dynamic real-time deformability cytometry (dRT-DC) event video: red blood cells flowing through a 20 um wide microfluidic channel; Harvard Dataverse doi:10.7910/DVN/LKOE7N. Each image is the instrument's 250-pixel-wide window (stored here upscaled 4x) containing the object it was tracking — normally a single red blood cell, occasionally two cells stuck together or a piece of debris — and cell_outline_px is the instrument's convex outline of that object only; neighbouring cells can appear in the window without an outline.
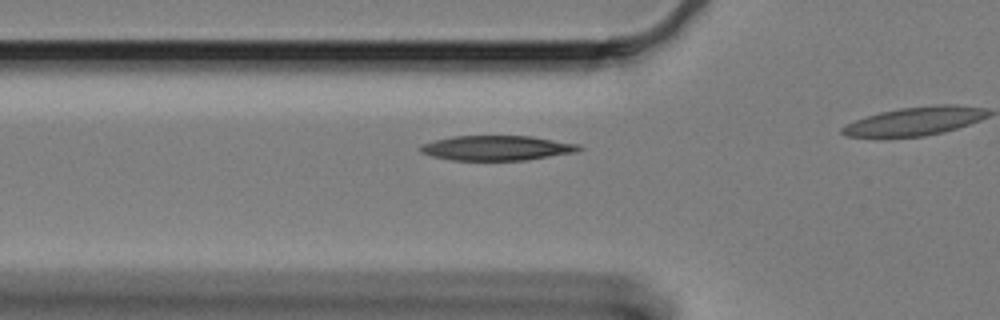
{"species": "Egyptian fruit bat (a non-hibernating species)", "species_latin": "Rousettus aegyptiacus", "temperature_condition": "cold", "stored_images_in_passage": 12, "camera_frame_rate_fps": 3000, "um_per_image_px": 0.085, "animal": {"sex": "female"}, "frame": {"image": 1, "passage_image": 6, "time_ms": 1.667, "image_size_px": [1000, 320], "cell_outline_px": [[584, 148], [576, 152], [524, 160], [452, 160], [432, 156], [420, 152], [420, 144], [432, 140], [452, 136], [532, 136], [580, 144]], "centroid_in_image_um": [42.22, 12.57], "position_along_channel_um": 83.6, "area_um2": 23.06}}
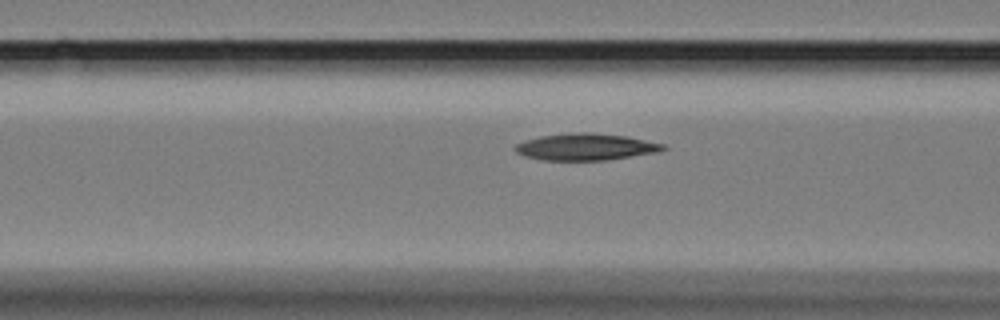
{"frame": {"image": 2, "passage_image": 9, "time_ms": 2.667, "image_size_px": [1000, 320], "cell_outline_px": [[668, 148], [656, 152], [604, 160], [544, 160], [528, 156], [516, 152], [512, 148], [516, 144], [524, 140], [540, 136], [576, 132], [592, 132], [628, 136], [664, 144]], "centroid_in_image_um": [49.78, 12.47], "position_along_channel_um": 116.8, "area_um2": 22.95}}